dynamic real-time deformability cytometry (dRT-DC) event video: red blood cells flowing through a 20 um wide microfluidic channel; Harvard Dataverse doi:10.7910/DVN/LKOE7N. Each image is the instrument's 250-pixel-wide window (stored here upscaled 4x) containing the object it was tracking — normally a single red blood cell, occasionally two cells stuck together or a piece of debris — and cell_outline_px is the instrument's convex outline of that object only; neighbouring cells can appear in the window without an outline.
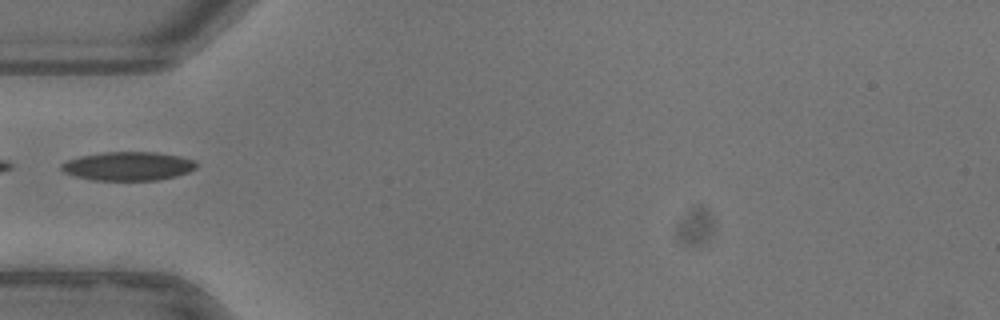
{"species": "common noctule bat (a hibernating species)", "species_latin": "Nyctalus noctula", "temperature_condition": "warm", "stored_images_in_passage": 35, "camera_frame_rate_fps": 3000, "um_per_image_px": 0.085, "animal": {"sex": "female"}, "frame": {"image": 1, "passage_image": 1, "time_ms": 0.0, "image_size_px": [1000, 320], "cell_outline_px": [[196, 168], [188, 172], [176, 176], [156, 180], [92, 180], [76, 176], [64, 172], [60, 168], [60, 164], [68, 160], [80, 156], [104, 152], [156, 152], [180, 156], [196, 160]], "centroid_in_image_um": [10.9, 14.12], "position_along_channel_um": 74.1, "area_um2": 22.6}}